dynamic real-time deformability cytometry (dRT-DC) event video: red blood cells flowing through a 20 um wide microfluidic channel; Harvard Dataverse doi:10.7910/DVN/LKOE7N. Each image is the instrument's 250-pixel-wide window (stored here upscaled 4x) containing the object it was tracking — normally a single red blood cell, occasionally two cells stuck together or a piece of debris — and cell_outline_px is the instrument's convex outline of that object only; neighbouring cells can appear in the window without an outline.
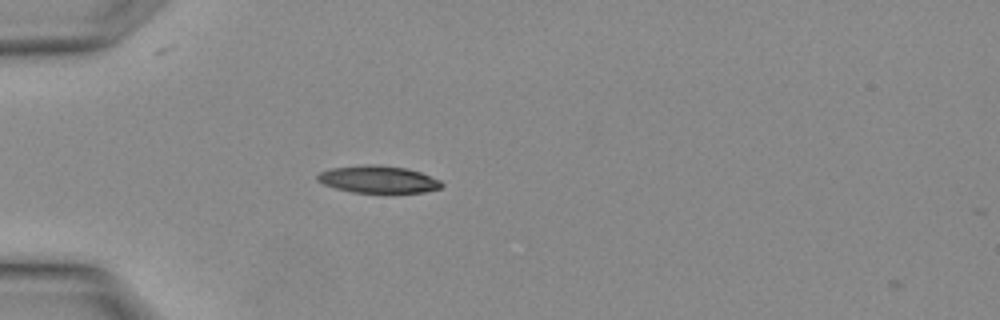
{"species": "Egyptian fruit bat (a non-hibernating species)", "species_latin": "Rousettus aegyptiacus", "temperature_condition": "warm", "stored_images_in_passage": 2, "camera_frame_rate_fps": 3000, "um_per_image_px": 0.085, "animal": {"sex": "female"}, "frame": {"image": 1, "passage_image": 2, "time_ms": 0.333, "image_size_px": [1000, 320], "cell_outline_px": [[444, 184], [440, 188], [424, 192], [352, 192], [336, 188], [324, 184], [316, 180], [316, 176], [320, 172], [332, 168], [364, 164], [376, 164], [408, 168], [420, 172], [440, 180]], "centroid_in_image_um": [32.14, 15.23], "position_along_channel_um": 52.9, "area_um2": 19.65}}